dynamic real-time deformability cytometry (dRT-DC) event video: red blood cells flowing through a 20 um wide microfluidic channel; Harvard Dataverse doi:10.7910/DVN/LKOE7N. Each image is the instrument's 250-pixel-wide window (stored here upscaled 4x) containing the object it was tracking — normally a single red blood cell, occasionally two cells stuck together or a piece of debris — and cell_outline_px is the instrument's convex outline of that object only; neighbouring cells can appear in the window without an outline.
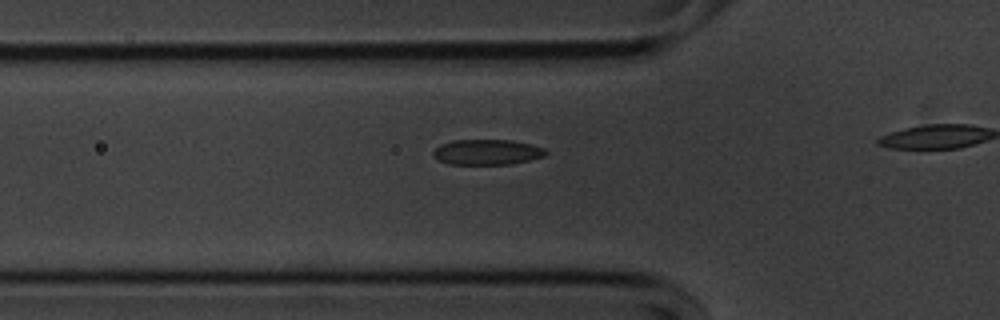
{"species": "common noctule bat (a hibernating species)", "species_latin": "Nyctalus noctula", "temperature_condition": "cold", "stored_images_in_passage": 19, "camera_frame_rate_fps": 3000, "um_per_image_px": 0.085, "animal": {"sex": "male", "body_mass_g": 20.1, "forearm_length_mm": 53.5}, "frame": {"image": 1, "passage_image": 14, "time_ms": 4.333, "image_size_px": [1000, 320], "cell_outline_px": [[548, 152], [544, 156], [512, 164], [448, 164], [432, 156], [432, 152], [440, 144], [452, 140], [512, 140], [532, 144], [544, 148]], "centroid_in_image_um": [41.39, 12.92], "position_along_channel_um": 84.4, "area_um2": 16.7}}